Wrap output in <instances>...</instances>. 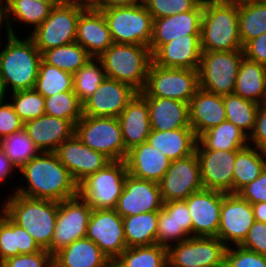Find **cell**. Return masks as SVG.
<instances>
[{"label": "cell", "instance_id": "45", "mask_svg": "<svg viewBox=\"0 0 266 267\" xmlns=\"http://www.w3.org/2000/svg\"><path fill=\"white\" fill-rule=\"evenodd\" d=\"M44 110L46 115L68 120L74 126L83 116V104L73 90L45 97Z\"/></svg>", "mask_w": 266, "mask_h": 267}, {"label": "cell", "instance_id": "4", "mask_svg": "<svg viewBox=\"0 0 266 267\" xmlns=\"http://www.w3.org/2000/svg\"><path fill=\"white\" fill-rule=\"evenodd\" d=\"M4 202V213L25 229L41 249L47 250L52 243L59 202L29 198L17 193Z\"/></svg>", "mask_w": 266, "mask_h": 267}, {"label": "cell", "instance_id": "7", "mask_svg": "<svg viewBox=\"0 0 266 267\" xmlns=\"http://www.w3.org/2000/svg\"><path fill=\"white\" fill-rule=\"evenodd\" d=\"M127 174L125 160L111 161L78 184V195L92 209H115Z\"/></svg>", "mask_w": 266, "mask_h": 267}, {"label": "cell", "instance_id": "33", "mask_svg": "<svg viewBox=\"0 0 266 267\" xmlns=\"http://www.w3.org/2000/svg\"><path fill=\"white\" fill-rule=\"evenodd\" d=\"M250 141L248 136L228 120L223 121L197 138L195 150H240Z\"/></svg>", "mask_w": 266, "mask_h": 267}, {"label": "cell", "instance_id": "25", "mask_svg": "<svg viewBox=\"0 0 266 267\" xmlns=\"http://www.w3.org/2000/svg\"><path fill=\"white\" fill-rule=\"evenodd\" d=\"M23 128L40 152H55L75 133V126L70 121L46 114L26 121Z\"/></svg>", "mask_w": 266, "mask_h": 267}, {"label": "cell", "instance_id": "54", "mask_svg": "<svg viewBox=\"0 0 266 267\" xmlns=\"http://www.w3.org/2000/svg\"><path fill=\"white\" fill-rule=\"evenodd\" d=\"M238 194L250 204L266 202V167L258 178L243 187Z\"/></svg>", "mask_w": 266, "mask_h": 267}, {"label": "cell", "instance_id": "37", "mask_svg": "<svg viewBox=\"0 0 266 267\" xmlns=\"http://www.w3.org/2000/svg\"><path fill=\"white\" fill-rule=\"evenodd\" d=\"M112 267H168V249L157 243L126 248Z\"/></svg>", "mask_w": 266, "mask_h": 267}, {"label": "cell", "instance_id": "52", "mask_svg": "<svg viewBox=\"0 0 266 267\" xmlns=\"http://www.w3.org/2000/svg\"><path fill=\"white\" fill-rule=\"evenodd\" d=\"M6 99L0 100V140L23 129L24 122L14 111L10 102Z\"/></svg>", "mask_w": 266, "mask_h": 267}, {"label": "cell", "instance_id": "49", "mask_svg": "<svg viewBox=\"0 0 266 267\" xmlns=\"http://www.w3.org/2000/svg\"><path fill=\"white\" fill-rule=\"evenodd\" d=\"M227 247L225 267H266V256L241 246Z\"/></svg>", "mask_w": 266, "mask_h": 267}, {"label": "cell", "instance_id": "18", "mask_svg": "<svg viewBox=\"0 0 266 267\" xmlns=\"http://www.w3.org/2000/svg\"><path fill=\"white\" fill-rule=\"evenodd\" d=\"M224 192L201 189L185 201L192 218V237H217Z\"/></svg>", "mask_w": 266, "mask_h": 267}, {"label": "cell", "instance_id": "43", "mask_svg": "<svg viewBox=\"0 0 266 267\" xmlns=\"http://www.w3.org/2000/svg\"><path fill=\"white\" fill-rule=\"evenodd\" d=\"M0 148L18 170L41 153L24 128L0 140Z\"/></svg>", "mask_w": 266, "mask_h": 267}, {"label": "cell", "instance_id": "20", "mask_svg": "<svg viewBox=\"0 0 266 267\" xmlns=\"http://www.w3.org/2000/svg\"><path fill=\"white\" fill-rule=\"evenodd\" d=\"M55 153L77 184L111 162L103 153L86 146L75 133Z\"/></svg>", "mask_w": 266, "mask_h": 267}, {"label": "cell", "instance_id": "29", "mask_svg": "<svg viewBox=\"0 0 266 267\" xmlns=\"http://www.w3.org/2000/svg\"><path fill=\"white\" fill-rule=\"evenodd\" d=\"M144 98L148 104L151 130L168 131L191 127L188 103L170 98Z\"/></svg>", "mask_w": 266, "mask_h": 267}, {"label": "cell", "instance_id": "24", "mask_svg": "<svg viewBox=\"0 0 266 267\" xmlns=\"http://www.w3.org/2000/svg\"><path fill=\"white\" fill-rule=\"evenodd\" d=\"M76 42L86 49L92 58H98L114 43L100 10L87 8L80 14Z\"/></svg>", "mask_w": 266, "mask_h": 267}, {"label": "cell", "instance_id": "5", "mask_svg": "<svg viewBox=\"0 0 266 267\" xmlns=\"http://www.w3.org/2000/svg\"><path fill=\"white\" fill-rule=\"evenodd\" d=\"M98 58L106 77L121 81L138 93L143 91L152 63V53L148 46L113 43Z\"/></svg>", "mask_w": 266, "mask_h": 267}, {"label": "cell", "instance_id": "9", "mask_svg": "<svg viewBox=\"0 0 266 267\" xmlns=\"http://www.w3.org/2000/svg\"><path fill=\"white\" fill-rule=\"evenodd\" d=\"M198 89V70L165 68L151 63L140 94L143 97L170 98L189 104Z\"/></svg>", "mask_w": 266, "mask_h": 267}, {"label": "cell", "instance_id": "17", "mask_svg": "<svg viewBox=\"0 0 266 267\" xmlns=\"http://www.w3.org/2000/svg\"><path fill=\"white\" fill-rule=\"evenodd\" d=\"M164 205L159 183L127 174L115 211L122 217L159 211Z\"/></svg>", "mask_w": 266, "mask_h": 267}, {"label": "cell", "instance_id": "8", "mask_svg": "<svg viewBox=\"0 0 266 267\" xmlns=\"http://www.w3.org/2000/svg\"><path fill=\"white\" fill-rule=\"evenodd\" d=\"M243 50L202 52L198 68L199 88L220 96L232 94Z\"/></svg>", "mask_w": 266, "mask_h": 267}, {"label": "cell", "instance_id": "63", "mask_svg": "<svg viewBox=\"0 0 266 267\" xmlns=\"http://www.w3.org/2000/svg\"><path fill=\"white\" fill-rule=\"evenodd\" d=\"M3 98H6V95L3 91L2 85H1V81H0V100H2Z\"/></svg>", "mask_w": 266, "mask_h": 267}, {"label": "cell", "instance_id": "60", "mask_svg": "<svg viewBox=\"0 0 266 267\" xmlns=\"http://www.w3.org/2000/svg\"><path fill=\"white\" fill-rule=\"evenodd\" d=\"M255 221L266 223V202L252 204Z\"/></svg>", "mask_w": 266, "mask_h": 267}, {"label": "cell", "instance_id": "30", "mask_svg": "<svg viewBox=\"0 0 266 267\" xmlns=\"http://www.w3.org/2000/svg\"><path fill=\"white\" fill-rule=\"evenodd\" d=\"M59 267H112V261L87 237L77 239L53 256Z\"/></svg>", "mask_w": 266, "mask_h": 267}, {"label": "cell", "instance_id": "62", "mask_svg": "<svg viewBox=\"0 0 266 267\" xmlns=\"http://www.w3.org/2000/svg\"><path fill=\"white\" fill-rule=\"evenodd\" d=\"M233 2L240 3H248V2H260V1H266V0H232Z\"/></svg>", "mask_w": 266, "mask_h": 267}, {"label": "cell", "instance_id": "50", "mask_svg": "<svg viewBox=\"0 0 266 267\" xmlns=\"http://www.w3.org/2000/svg\"><path fill=\"white\" fill-rule=\"evenodd\" d=\"M53 255L46 249L33 254H19L0 263V267H50Z\"/></svg>", "mask_w": 266, "mask_h": 267}, {"label": "cell", "instance_id": "55", "mask_svg": "<svg viewBox=\"0 0 266 267\" xmlns=\"http://www.w3.org/2000/svg\"><path fill=\"white\" fill-rule=\"evenodd\" d=\"M248 140L251 141L250 144L253 142L256 148L266 151V102L259 104L255 127Z\"/></svg>", "mask_w": 266, "mask_h": 267}, {"label": "cell", "instance_id": "41", "mask_svg": "<svg viewBox=\"0 0 266 267\" xmlns=\"http://www.w3.org/2000/svg\"><path fill=\"white\" fill-rule=\"evenodd\" d=\"M92 57L76 41L51 48L42 53V59L60 70L74 74Z\"/></svg>", "mask_w": 266, "mask_h": 267}, {"label": "cell", "instance_id": "1", "mask_svg": "<svg viewBox=\"0 0 266 267\" xmlns=\"http://www.w3.org/2000/svg\"><path fill=\"white\" fill-rule=\"evenodd\" d=\"M19 172L27 185L16 186L14 193L58 202L78 195V184L55 152H41L25 163Z\"/></svg>", "mask_w": 266, "mask_h": 267}, {"label": "cell", "instance_id": "28", "mask_svg": "<svg viewBox=\"0 0 266 267\" xmlns=\"http://www.w3.org/2000/svg\"><path fill=\"white\" fill-rule=\"evenodd\" d=\"M225 120L223 96L199 88L189 102V121L196 137Z\"/></svg>", "mask_w": 266, "mask_h": 267}, {"label": "cell", "instance_id": "36", "mask_svg": "<svg viewBox=\"0 0 266 267\" xmlns=\"http://www.w3.org/2000/svg\"><path fill=\"white\" fill-rule=\"evenodd\" d=\"M158 218L159 211L122 218L127 248L156 244Z\"/></svg>", "mask_w": 266, "mask_h": 267}, {"label": "cell", "instance_id": "40", "mask_svg": "<svg viewBox=\"0 0 266 267\" xmlns=\"http://www.w3.org/2000/svg\"><path fill=\"white\" fill-rule=\"evenodd\" d=\"M226 120L241 129L248 137L255 127L259 104L234 93L223 96Z\"/></svg>", "mask_w": 266, "mask_h": 267}, {"label": "cell", "instance_id": "56", "mask_svg": "<svg viewBox=\"0 0 266 267\" xmlns=\"http://www.w3.org/2000/svg\"><path fill=\"white\" fill-rule=\"evenodd\" d=\"M244 57L266 66V32L243 46Z\"/></svg>", "mask_w": 266, "mask_h": 267}, {"label": "cell", "instance_id": "13", "mask_svg": "<svg viewBox=\"0 0 266 267\" xmlns=\"http://www.w3.org/2000/svg\"><path fill=\"white\" fill-rule=\"evenodd\" d=\"M92 211L79 195L59 202L54 235L47 250L54 256L75 240L84 238Z\"/></svg>", "mask_w": 266, "mask_h": 267}, {"label": "cell", "instance_id": "16", "mask_svg": "<svg viewBox=\"0 0 266 267\" xmlns=\"http://www.w3.org/2000/svg\"><path fill=\"white\" fill-rule=\"evenodd\" d=\"M255 222L252 204L238 193H225L217 237L227 246H240Z\"/></svg>", "mask_w": 266, "mask_h": 267}, {"label": "cell", "instance_id": "23", "mask_svg": "<svg viewBox=\"0 0 266 267\" xmlns=\"http://www.w3.org/2000/svg\"><path fill=\"white\" fill-rule=\"evenodd\" d=\"M202 54L200 35H185L160 46L152 63L165 68L198 70Z\"/></svg>", "mask_w": 266, "mask_h": 267}, {"label": "cell", "instance_id": "44", "mask_svg": "<svg viewBox=\"0 0 266 267\" xmlns=\"http://www.w3.org/2000/svg\"><path fill=\"white\" fill-rule=\"evenodd\" d=\"M106 78L99 58H91L73 74V91L83 104Z\"/></svg>", "mask_w": 266, "mask_h": 267}, {"label": "cell", "instance_id": "11", "mask_svg": "<svg viewBox=\"0 0 266 267\" xmlns=\"http://www.w3.org/2000/svg\"><path fill=\"white\" fill-rule=\"evenodd\" d=\"M76 136L111 161L125 160V146L118 117L83 115L75 125Z\"/></svg>", "mask_w": 266, "mask_h": 267}, {"label": "cell", "instance_id": "57", "mask_svg": "<svg viewBox=\"0 0 266 267\" xmlns=\"http://www.w3.org/2000/svg\"><path fill=\"white\" fill-rule=\"evenodd\" d=\"M15 170H17L15 166L0 148V183L7 180L8 177H11L12 172Z\"/></svg>", "mask_w": 266, "mask_h": 267}, {"label": "cell", "instance_id": "31", "mask_svg": "<svg viewBox=\"0 0 266 267\" xmlns=\"http://www.w3.org/2000/svg\"><path fill=\"white\" fill-rule=\"evenodd\" d=\"M147 141L171 161L190 156L195 152L197 137L191 127L155 131L151 130Z\"/></svg>", "mask_w": 266, "mask_h": 267}, {"label": "cell", "instance_id": "2", "mask_svg": "<svg viewBox=\"0 0 266 267\" xmlns=\"http://www.w3.org/2000/svg\"><path fill=\"white\" fill-rule=\"evenodd\" d=\"M200 44L202 52L243 50L237 2L203 0Z\"/></svg>", "mask_w": 266, "mask_h": 267}, {"label": "cell", "instance_id": "21", "mask_svg": "<svg viewBox=\"0 0 266 267\" xmlns=\"http://www.w3.org/2000/svg\"><path fill=\"white\" fill-rule=\"evenodd\" d=\"M238 150H195L203 188L233 193V174Z\"/></svg>", "mask_w": 266, "mask_h": 267}, {"label": "cell", "instance_id": "6", "mask_svg": "<svg viewBox=\"0 0 266 267\" xmlns=\"http://www.w3.org/2000/svg\"><path fill=\"white\" fill-rule=\"evenodd\" d=\"M98 10L105 17L114 43L150 46L154 19L144 3Z\"/></svg>", "mask_w": 266, "mask_h": 267}, {"label": "cell", "instance_id": "65", "mask_svg": "<svg viewBox=\"0 0 266 267\" xmlns=\"http://www.w3.org/2000/svg\"><path fill=\"white\" fill-rule=\"evenodd\" d=\"M2 208L0 209V217L2 216V214L4 213V207H3V204L1 205Z\"/></svg>", "mask_w": 266, "mask_h": 267}, {"label": "cell", "instance_id": "19", "mask_svg": "<svg viewBox=\"0 0 266 267\" xmlns=\"http://www.w3.org/2000/svg\"><path fill=\"white\" fill-rule=\"evenodd\" d=\"M137 93L131 86L106 77L83 103V115L119 117Z\"/></svg>", "mask_w": 266, "mask_h": 267}, {"label": "cell", "instance_id": "14", "mask_svg": "<svg viewBox=\"0 0 266 267\" xmlns=\"http://www.w3.org/2000/svg\"><path fill=\"white\" fill-rule=\"evenodd\" d=\"M85 237L112 262L127 248L122 217L114 209H93Z\"/></svg>", "mask_w": 266, "mask_h": 267}, {"label": "cell", "instance_id": "59", "mask_svg": "<svg viewBox=\"0 0 266 267\" xmlns=\"http://www.w3.org/2000/svg\"><path fill=\"white\" fill-rule=\"evenodd\" d=\"M8 4L6 0H0V30L4 26L6 27L7 38H10L13 34L10 29L9 20H8ZM5 22V23H4Z\"/></svg>", "mask_w": 266, "mask_h": 267}, {"label": "cell", "instance_id": "61", "mask_svg": "<svg viewBox=\"0 0 266 267\" xmlns=\"http://www.w3.org/2000/svg\"><path fill=\"white\" fill-rule=\"evenodd\" d=\"M61 3L78 5L84 8L98 9V0H59Z\"/></svg>", "mask_w": 266, "mask_h": 267}, {"label": "cell", "instance_id": "51", "mask_svg": "<svg viewBox=\"0 0 266 267\" xmlns=\"http://www.w3.org/2000/svg\"><path fill=\"white\" fill-rule=\"evenodd\" d=\"M163 208L173 215L176 222V232H185L192 237V218L185 200L165 202Z\"/></svg>", "mask_w": 266, "mask_h": 267}, {"label": "cell", "instance_id": "66", "mask_svg": "<svg viewBox=\"0 0 266 267\" xmlns=\"http://www.w3.org/2000/svg\"><path fill=\"white\" fill-rule=\"evenodd\" d=\"M50 267H59L54 262L50 265Z\"/></svg>", "mask_w": 266, "mask_h": 267}, {"label": "cell", "instance_id": "27", "mask_svg": "<svg viewBox=\"0 0 266 267\" xmlns=\"http://www.w3.org/2000/svg\"><path fill=\"white\" fill-rule=\"evenodd\" d=\"M125 162L128 174L131 176L159 183L168 170L171 160L146 141L129 150Z\"/></svg>", "mask_w": 266, "mask_h": 267}, {"label": "cell", "instance_id": "38", "mask_svg": "<svg viewBox=\"0 0 266 267\" xmlns=\"http://www.w3.org/2000/svg\"><path fill=\"white\" fill-rule=\"evenodd\" d=\"M8 4V19L13 35L15 29L12 27L13 21H20L28 26H33L35 30L49 16L51 9L58 2H41L36 0H6ZM14 18H13V17Z\"/></svg>", "mask_w": 266, "mask_h": 267}, {"label": "cell", "instance_id": "34", "mask_svg": "<svg viewBox=\"0 0 266 267\" xmlns=\"http://www.w3.org/2000/svg\"><path fill=\"white\" fill-rule=\"evenodd\" d=\"M233 93L258 104L263 103L266 98V66L244 57Z\"/></svg>", "mask_w": 266, "mask_h": 267}, {"label": "cell", "instance_id": "46", "mask_svg": "<svg viewBox=\"0 0 266 267\" xmlns=\"http://www.w3.org/2000/svg\"><path fill=\"white\" fill-rule=\"evenodd\" d=\"M11 96L10 103L24 123L45 114V98L35 89L11 92Z\"/></svg>", "mask_w": 266, "mask_h": 267}, {"label": "cell", "instance_id": "48", "mask_svg": "<svg viewBox=\"0 0 266 267\" xmlns=\"http://www.w3.org/2000/svg\"><path fill=\"white\" fill-rule=\"evenodd\" d=\"M190 238L185 232H176V222L163 207L159 210L157 244L167 249L174 244ZM172 242V243H171ZM175 242V243H174Z\"/></svg>", "mask_w": 266, "mask_h": 267}, {"label": "cell", "instance_id": "42", "mask_svg": "<svg viewBox=\"0 0 266 267\" xmlns=\"http://www.w3.org/2000/svg\"><path fill=\"white\" fill-rule=\"evenodd\" d=\"M34 89L44 98L73 90V74L60 70L41 59Z\"/></svg>", "mask_w": 266, "mask_h": 267}, {"label": "cell", "instance_id": "35", "mask_svg": "<svg viewBox=\"0 0 266 267\" xmlns=\"http://www.w3.org/2000/svg\"><path fill=\"white\" fill-rule=\"evenodd\" d=\"M248 144L236 153L233 174V193L260 176L266 167V151Z\"/></svg>", "mask_w": 266, "mask_h": 267}, {"label": "cell", "instance_id": "22", "mask_svg": "<svg viewBox=\"0 0 266 267\" xmlns=\"http://www.w3.org/2000/svg\"><path fill=\"white\" fill-rule=\"evenodd\" d=\"M203 1L193 10L154 19L149 49L153 54L160 46L185 35H200Z\"/></svg>", "mask_w": 266, "mask_h": 267}, {"label": "cell", "instance_id": "64", "mask_svg": "<svg viewBox=\"0 0 266 267\" xmlns=\"http://www.w3.org/2000/svg\"><path fill=\"white\" fill-rule=\"evenodd\" d=\"M41 2H59V0H36Z\"/></svg>", "mask_w": 266, "mask_h": 267}, {"label": "cell", "instance_id": "53", "mask_svg": "<svg viewBox=\"0 0 266 267\" xmlns=\"http://www.w3.org/2000/svg\"><path fill=\"white\" fill-rule=\"evenodd\" d=\"M240 246L266 256V223L255 221Z\"/></svg>", "mask_w": 266, "mask_h": 267}, {"label": "cell", "instance_id": "58", "mask_svg": "<svg viewBox=\"0 0 266 267\" xmlns=\"http://www.w3.org/2000/svg\"><path fill=\"white\" fill-rule=\"evenodd\" d=\"M140 0H98V9L117 7V6H133L139 5Z\"/></svg>", "mask_w": 266, "mask_h": 267}, {"label": "cell", "instance_id": "10", "mask_svg": "<svg viewBox=\"0 0 266 267\" xmlns=\"http://www.w3.org/2000/svg\"><path fill=\"white\" fill-rule=\"evenodd\" d=\"M86 8L58 2L45 21L28 35L44 51L76 41L77 21Z\"/></svg>", "mask_w": 266, "mask_h": 267}, {"label": "cell", "instance_id": "39", "mask_svg": "<svg viewBox=\"0 0 266 267\" xmlns=\"http://www.w3.org/2000/svg\"><path fill=\"white\" fill-rule=\"evenodd\" d=\"M239 35L242 46L266 32V1L240 3Z\"/></svg>", "mask_w": 266, "mask_h": 267}, {"label": "cell", "instance_id": "3", "mask_svg": "<svg viewBox=\"0 0 266 267\" xmlns=\"http://www.w3.org/2000/svg\"><path fill=\"white\" fill-rule=\"evenodd\" d=\"M42 53L29 37L12 35L0 51V81L5 95L34 89Z\"/></svg>", "mask_w": 266, "mask_h": 267}, {"label": "cell", "instance_id": "26", "mask_svg": "<svg viewBox=\"0 0 266 267\" xmlns=\"http://www.w3.org/2000/svg\"><path fill=\"white\" fill-rule=\"evenodd\" d=\"M125 146V159L129 150L146 142L151 132L147 100L137 93L118 117Z\"/></svg>", "mask_w": 266, "mask_h": 267}, {"label": "cell", "instance_id": "47", "mask_svg": "<svg viewBox=\"0 0 266 267\" xmlns=\"http://www.w3.org/2000/svg\"><path fill=\"white\" fill-rule=\"evenodd\" d=\"M203 0H145L153 19L172 16L195 9Z\"/></svg>", "mask_w": 266, "mask_h": 267}, {"label": "cell", "instance_id": "15", "mask_svg": "<svg viewBox=\"0 0 266 267\" xmlns=\"http://www.w3.org/2000/svg\"><path fill=\"white\" fill-rule=\"evenodd\" d=\"M159 185L164 203L186 200L192 193L203 189L197 153L171 161Z\"/></svg>", "mask_w": 266, "mask_h": 267}, {"label": "cell", "instance_id": "12", "mask_svg": "<svg viewBox=\"0 0 266 267\" xmlns=\"http://www.w3.org/2000/svg\"><path fill=\"white\" fill-rule=\"evenodd\" d=\"M227 247L218 237H190L168 248V267H225Z\"/></svg>", "mask_w": 266, "mask_h": 267}, {"label": "cell", "instance_id": "32", "mask_svg": "<svg viewBox=\"0 0 266 267\" xmlns=\"http://www.w3.org/2000/svg\"><path fill=\"white\" fill-rule=\"evenodd\" d=\"M41 248L33 237L5 213L0 217V263L19 254H33Z\"/></svg>", "mask_w": 266, "mask_h": 267}]
</instances>
